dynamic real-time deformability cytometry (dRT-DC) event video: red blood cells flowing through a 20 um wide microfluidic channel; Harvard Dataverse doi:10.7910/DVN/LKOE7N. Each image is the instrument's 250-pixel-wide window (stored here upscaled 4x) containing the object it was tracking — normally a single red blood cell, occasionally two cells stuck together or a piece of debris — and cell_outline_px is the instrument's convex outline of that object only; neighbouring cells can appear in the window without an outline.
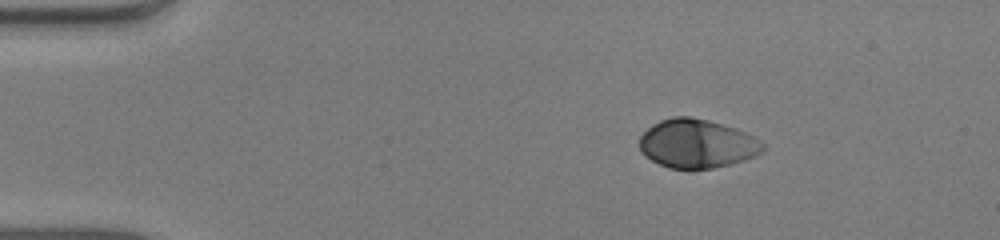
{"species": "human", "species_latin": "Homo sapiens", "temperature_condition": "warm", "stored_images_in_passage": 44, "camera_frame_rate_fps": 3000, "um_per_image_px": 0.085, "donor": {"sex": "male"}, "frame": {"image": 1, "passage_image": 1, "time_ms": 0.0, "image_size_px": [1000, 240], "cell_outline_px": [[764, 152], [756, 156], [744, 160], [712, 168], [688, 172], [668, 168], [644, 156], [640, 152], [640, 136], [652, 124], [660, 120], [672, 116], [692, 116], [708, 120], [736, 128], [760, 140], [764, 144]], "centroid_in_image_um": [59.22, 12.23], "position_along_channel_um": 25.8, "area_um2": 35.72}}
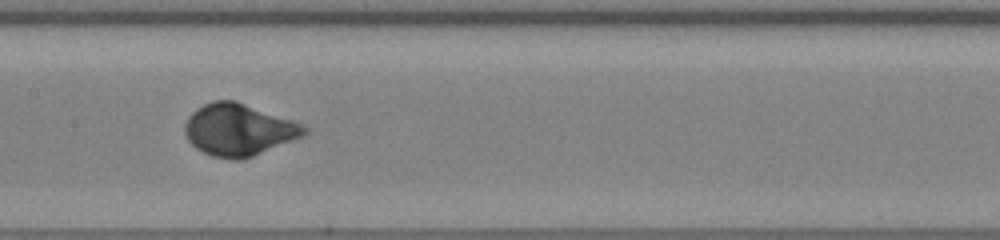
{"frame": {"image": 2, "passage_image": 19, "time_ms": 6.0, "image_size_px": [1000, 240], "cell_outline_px": [[308, 132], [304, 136], [252, 156], [240, 160], [232, 160], [212, 156], [196, 148], [188, 140], [184, 132], [184, 124], [188, 116], [196, 108], [212, 100], [236, 100], [304, 124], [308, 128]], "centroid_in_image_um": [20.29, 11.02], "position_along_channel_um": 187.1, "area_um2": 36.36}}
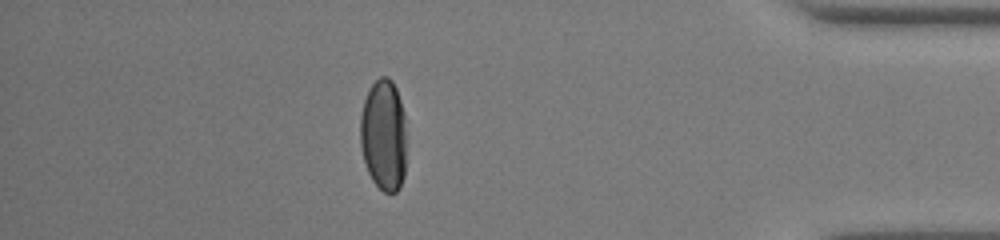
{"frame": {"image": 3, "passage_image": 38, "time_ms": 12.333, "image_size_px": [1000, 240], "cell_outline_px": [[404, 176], [400, 188], [396, 192], [384, 192], [372, 180], [368, 172], [364, 160], [360, 144], [360, 116], [364, 100], [372, 84], [380, 76], [388, 76], [392, 80], [396, 88], [404, 112]], "centroid_in_image_um": [32.59, 11.47], "position_along_channel_um": 402.6, "area_um2": 29.88}, "authors_computed_cell_mechanics": {"area_um2": 34.8823, "velocity_mm_per_s": 4.015, "shape_relaxation_time_tau1_ms": 2.4038, "shape_relaxation_time_tau2_ms": null, "deformation_change_tau1": 0.1667, "deformation_change_tau2": null}}